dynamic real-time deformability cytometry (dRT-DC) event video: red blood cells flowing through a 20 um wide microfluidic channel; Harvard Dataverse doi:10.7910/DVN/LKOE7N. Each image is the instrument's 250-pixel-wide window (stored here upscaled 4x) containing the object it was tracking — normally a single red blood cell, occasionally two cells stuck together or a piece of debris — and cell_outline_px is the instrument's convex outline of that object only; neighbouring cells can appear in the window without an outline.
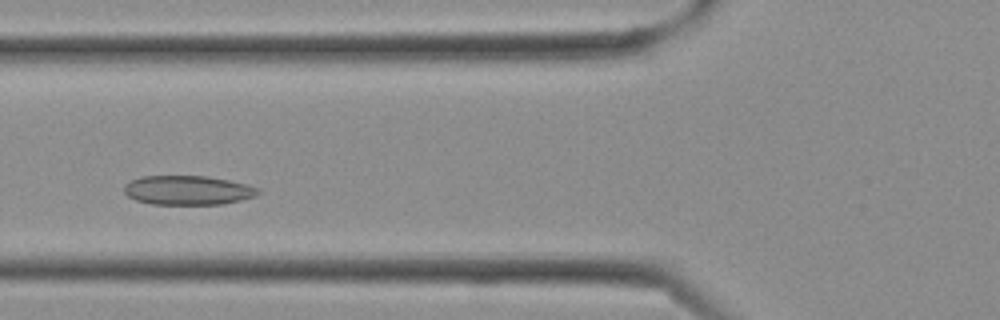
{"species": "Egyptian fruit bat (a non-hibernating species)", "species_latin": "Rousettus aegyptiacus", "temperature_condition": "cold", "stored_images_in_passage": 26, "camera_frame_rate_fps": 3000, "um_per_image_px": 0.085, "frame": {"image": 1, "passage_image": 7, "time_ms": 2.0, "image_size_px": [1000, 320], "cell_outline_px": [[260, 192], [256, 196], [224, 204], [152, 204], [136, 200], [128, 196], [124, 192], [124, 184], [132, 180], [144, 176], [208, 176], [248, 184], [260, 188]], "centroid_in_image_um": [15.99, 16.17], "position_along_channel_um": 109.8, "area_um2": 22.89}}
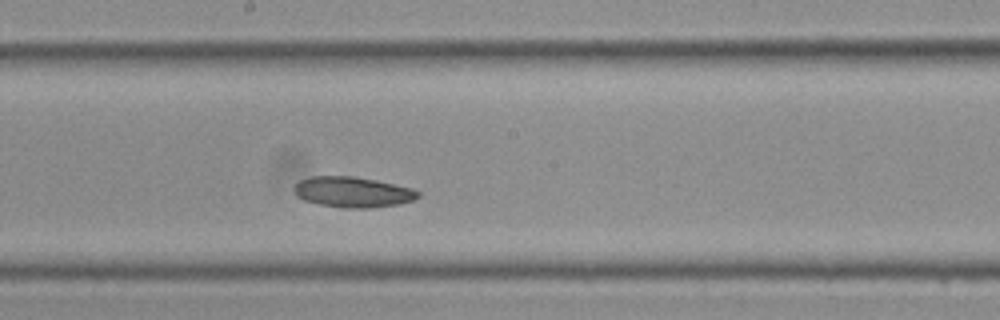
{"frame": {"image": 2, "passage_image": 12, "time_ms": 3.667, "image_size_px": [1000, 320], "cell_outline_px": [[420, 196], [412, 200], [400, 204], [372, 208], [344, 208], [320, 204], [304, 200], [296, 196], [292, 188], [300, 180], [312, 176], [352, 176], [376, 180], [412, 188], [420, 192]], "centroid_in_image_um": [29.98, 16.33], "position_along_channel_um": 218.2, "area_um2": 22.14}}
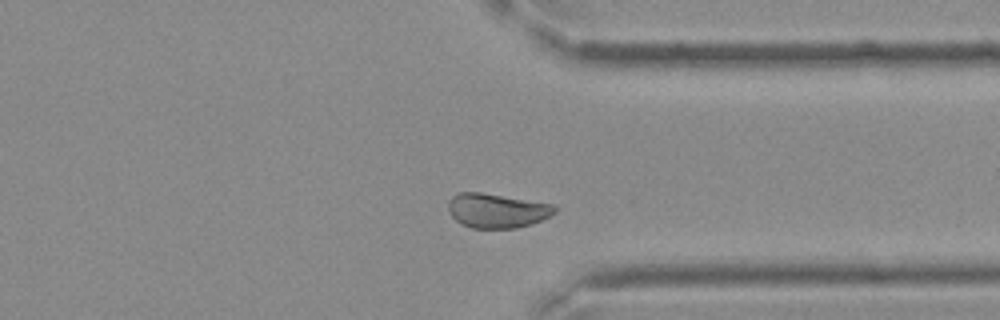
{"frame": {"image": 3, "passage_image": 19, "time_ms": 6.0, "image_size_px": [1000, 320], "cell_outline_px": [[556, 212], [532, 224], [516, 228], [472, 228], [460, 224], [452, 216], [448, 208], [448, 200], [452, 196], [460, 192], [480, 192], [556, 204]], "centroid_in_image_um": [42.23, 17.9], "position_along_channel_um": 369.2, "area_um2": 21.44}}